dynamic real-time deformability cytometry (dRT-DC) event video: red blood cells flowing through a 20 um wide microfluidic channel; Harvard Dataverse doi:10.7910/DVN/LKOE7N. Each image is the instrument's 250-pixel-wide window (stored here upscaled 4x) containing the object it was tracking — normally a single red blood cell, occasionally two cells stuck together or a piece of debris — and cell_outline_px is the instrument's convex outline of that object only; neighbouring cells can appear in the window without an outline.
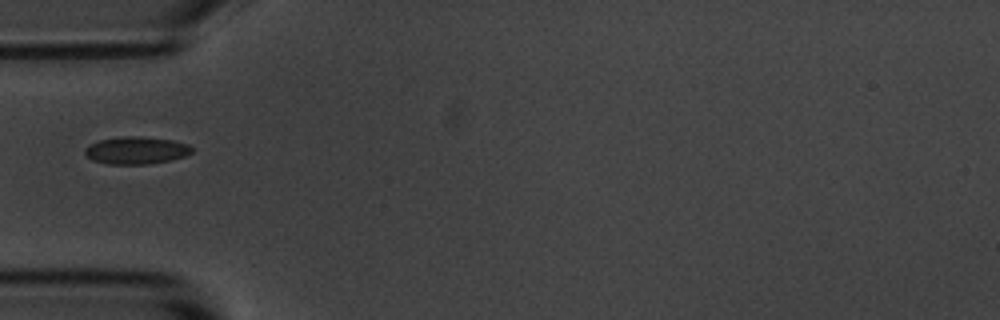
{"species": "common noctule bat (a hibernating species)", "species_latin": "Nyctalus noctula", "temperature_condition": "room temperature", "stored_images_in_passage": 1, "camera_frame_rate_fps": 3000, "um_per_image_px": 0.085, "animal": {"sex": "male", "body_mass_g": 20.1, "forearm_length_mm": 53.5}, "frame": {"image": 1, "passage_image": 1, "time_ms": 0.0, "image_size_px": [1000, 320], "cell_outline_px": [[192, 152], [184, 156], [172, 160], [148, 164], [108, 164], [92, 160], [84, 152], [84, 148], [88, 144], [100, 140], [124, 136], [140, 136], [172, 140], [188, 144], [192, 148]], "centroid_in_image_um": [11.56, 12.78], "position_along_channel_um": 73.4, "area_um2": 17.11}}